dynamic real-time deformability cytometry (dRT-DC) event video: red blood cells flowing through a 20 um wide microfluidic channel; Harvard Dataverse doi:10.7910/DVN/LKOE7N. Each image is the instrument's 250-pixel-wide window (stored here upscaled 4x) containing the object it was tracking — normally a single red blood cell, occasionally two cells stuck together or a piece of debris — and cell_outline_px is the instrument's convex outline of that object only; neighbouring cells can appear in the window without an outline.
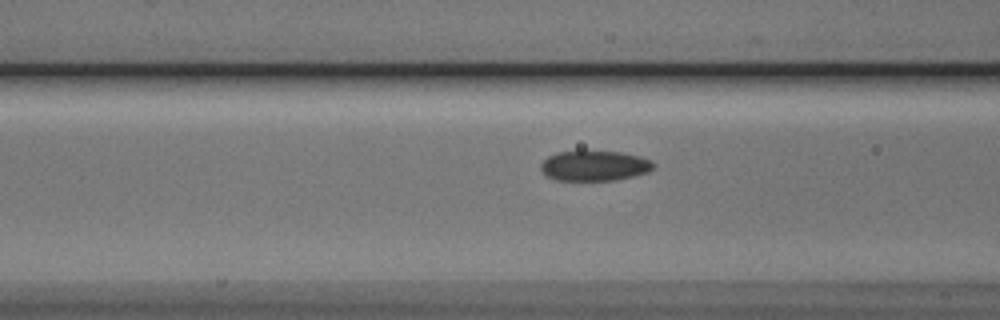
{"species": "Egyptian fruit bat (a non-hibernating species)", "species_latin": "Rousettus aegyptiacus", "temperature_condition": "cold", "stored_images_in_passage": 19, "camera_frame_rate_fps": 3000, "um_per_image_px": 0.085, "animal": {"sex": "male"}, "frame": {"image": 1, "passage_image": 17, "time_ms": 5.333, "image_size_px": [1000, 320], "cell_outline_px": [[656, 168], [648, 172], [616, 180], [556, 180], [548, 176], [540, 168], [540, 164], [548, 156], [556, 152], [620, 152], [640, 156], [652, 160], [656, 164]], "centroid_in_image_um": [50.58, 14.09], "position_along_channel_um": 116.0, "area_um2": 19.71}}